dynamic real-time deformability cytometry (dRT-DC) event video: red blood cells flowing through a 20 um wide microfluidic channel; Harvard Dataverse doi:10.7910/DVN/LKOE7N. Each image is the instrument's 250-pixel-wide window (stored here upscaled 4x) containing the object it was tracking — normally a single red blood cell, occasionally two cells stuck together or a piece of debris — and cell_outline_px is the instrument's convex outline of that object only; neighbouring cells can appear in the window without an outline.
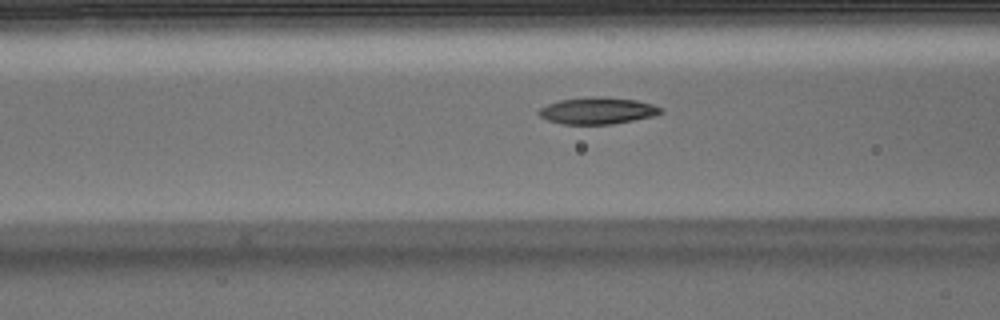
{"species": "Egyptian fruit bat (a non-hibernating species)", "species_latin": "Rousettus aegyptiacus", "temperature_condition": "warm", "stored_images_in_passage": 32, "camera_frame_rate_fps": 3000, "um_per_image_px": 0.085, "animal": {"sex": "male"}, "frame": {"image": 1, "passage_image": 4, "time_ms": 1.0, "image_size_px": [1000, 320], "cell_outline_px": [[664, 112], [652, 116], [612, 124], [560, 124], [548, 120], [540, 116], [536, 112], [540, 108], [548, 104], [560, 100], [592, 96], [604, 96], [636, 100], [652, 104], [664, 108]], "centroid_in_image_um": [50.79, 9.4], "position_along_channel_um": 115.8, "area_um2": 19.07}}
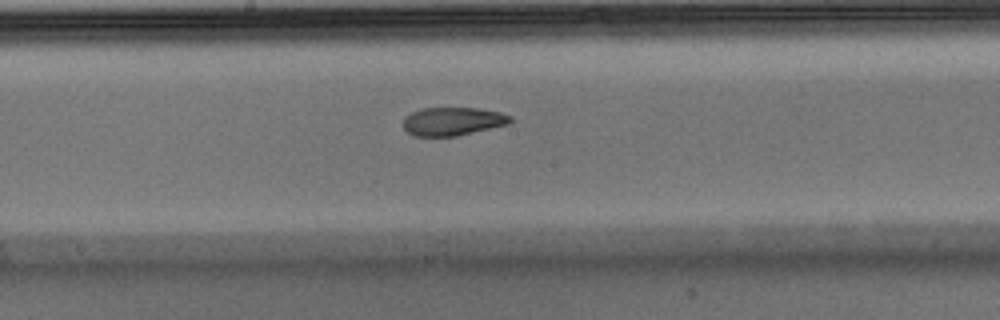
{"frame": {"image": 2, "passage_image": 11, "time_ms": 3.333, "image_size_px": [1000, 320], "cell_outline_px": [[512, 120], [508, 124], [456, 136], [412, 136], [404, 128], [404, 116], [420, 108], [476, 108], [500, 112], [512, 116]], "centroid_in_image_um": [38.46, 10.31], "position_along_channel_um": 209.7, "area_um2": 17.63}}
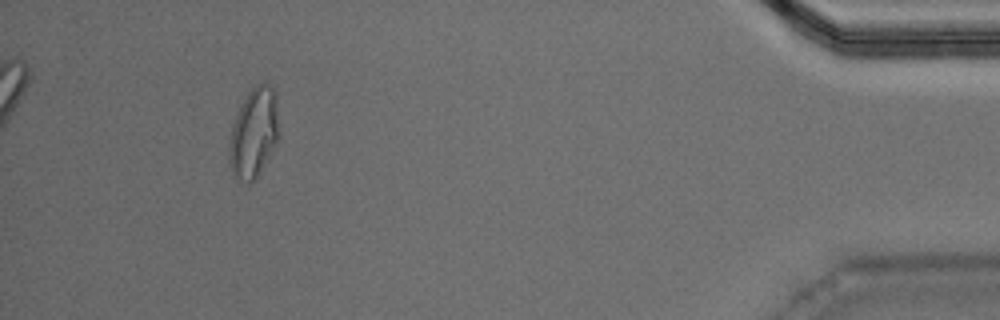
{"frame": {"image": 3, "passage_image": 31, "time_ms": 10.0, "image_size_px": [1000, 320], "cell_outline_px": [[280, 136], [276, 144], [256, 180], [248, 184], [232, 176], [228, 160], [228, 148], [232, 124], [248, 92], [256, 84], [268, 84], [276, 92]], "centroid_in_image_um": [21.58, 11.35], "position_along_channel_um": 413.6, "area_um2": 26.47}}